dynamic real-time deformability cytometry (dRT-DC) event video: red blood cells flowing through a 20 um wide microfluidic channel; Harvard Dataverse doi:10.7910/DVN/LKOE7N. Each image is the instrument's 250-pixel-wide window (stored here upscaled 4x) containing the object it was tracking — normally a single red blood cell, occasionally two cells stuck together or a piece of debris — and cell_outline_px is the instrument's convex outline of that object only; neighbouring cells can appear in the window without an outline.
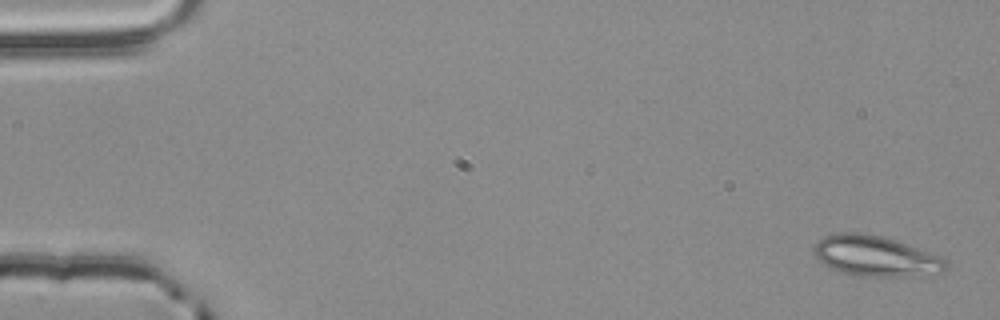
{"species": "common noctule bat (a hibernating species)", "species_latin": "Nyctalus noctula", "temperature_condition": "room temperature", "stored_images_in_passage": 4, "camera_frame_rate_fps": 3000, "um_per_image_px": 0.085, "animal": {"sex": "male", "body_mass_g": 20.4}, "frame": {"image": 1, "passage_image": 1, "time_ms": 0.0, "image_size_px": [1000, 320], "cell_outline_px": [[948, 268], [944, 272], [912, 276], [860, 276], [840, 272], [824, 264], [816, 256], [812, 248], [824, 236], [836, 232], [864, 232], [884, 236], [896, 240], [940, 256], [948, 260]], "centroid_in_image_um": [74.45, 21.75], "position_along_channel_um": 10.5, "area_um2": 31.33}}